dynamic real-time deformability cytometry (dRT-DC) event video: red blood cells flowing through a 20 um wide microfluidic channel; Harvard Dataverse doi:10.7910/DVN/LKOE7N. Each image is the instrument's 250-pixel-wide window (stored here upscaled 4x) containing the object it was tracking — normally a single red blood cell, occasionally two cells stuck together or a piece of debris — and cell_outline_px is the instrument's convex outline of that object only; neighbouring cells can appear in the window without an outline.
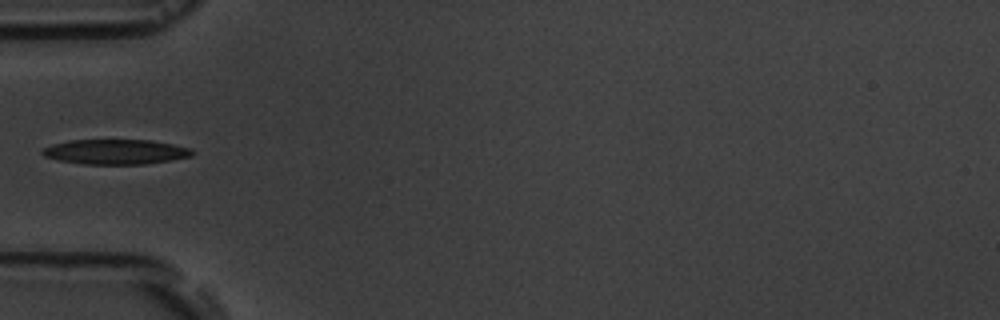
{"species": "common noctule bat (a hibernating species)", "species_latin": "Nyctalus noctula", "temperature_condition": "room temperature", "stored_images_in_passage": 2, "camera_frame_rate_fps": 3000, "um_per_image_px": 0.085, "animal": {"sex": "male", "body_mass_g": 19.5, "forearm_length_mm": 54.6}, "frame": {"image": 1, "passage_image": 1, "time_ms": 0.0, "image_size_px": [1000, 320], "cell_outline_px": [[196, 152], [192, 156], [172, 160], [148, 164], [84, 164], [60, 160], [44, 156], [40, 152], [44, 148], [52, 144], [72, 140], [152, 140], [172, 144], [188, 148]], "centroid_in_image_um": [9.85, 12.9], "position_along_channel_um": 75.1, "area_um2": 21.73}}
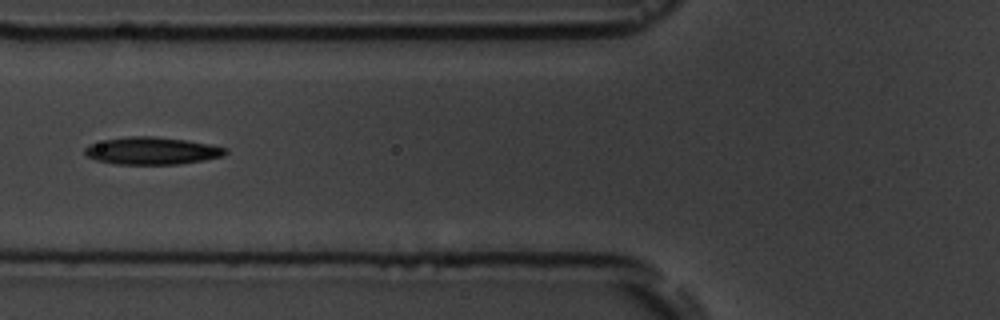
{"frame": {"image": 2, "passage_image": 2, "time_ms": 1.0, "image_size_px": [1000, 320], "cell_outline_px": [[228, 152], [224, 156], [204, 160], [180, 164], [112, 164], [96, 160], [88, 156], [84, 152], [84, 148], [88, 144], [104, 140], [128, 136], [156, 136], [188, 140], [228, 148]], "centroid_in_image_um": [12.92, 12.81], "position_along_channel_um": 112.9, "area_um2": 22.66}}